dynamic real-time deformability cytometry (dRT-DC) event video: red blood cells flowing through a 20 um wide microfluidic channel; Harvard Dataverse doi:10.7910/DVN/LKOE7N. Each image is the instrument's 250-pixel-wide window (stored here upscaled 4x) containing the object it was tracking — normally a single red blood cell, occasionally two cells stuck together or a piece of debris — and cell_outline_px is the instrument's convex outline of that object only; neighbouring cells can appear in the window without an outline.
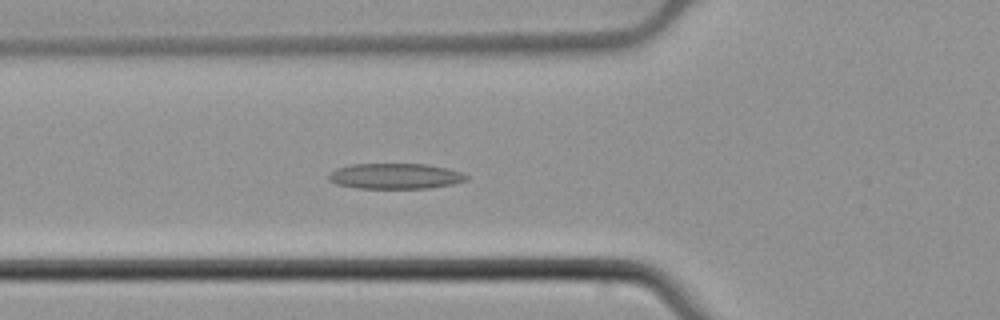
{"species": "common noctule bat (a hibernating species)", "species_latin": "Nyctalus noctula", "temperature_condition": "cold", "stored_images_in_passage": 47, "camera_frame_rate_fps": 3000, "um_per_image_px": 0.085, "animal": {"sex": "male", "body_mass_g": 21.5, "forearm_length_mm": 52.0}, "frame": {"image": 1, "passage_image": 12, "time_ms": 3.667, "image_size_px": [1000, 320], "cell_outline_px": [[468, 180], [452, 184], [428, 188], [356, 188], [336, 184], [328, 180], [328, 176], [336, 168], [352, 164], [424, 164], [448, 168], [460, 172], [468, 176]], "centroid_in_image_um": [33.59, 14.97], "position_along_channel_um": 92.2, "area_um2": 20.46}}
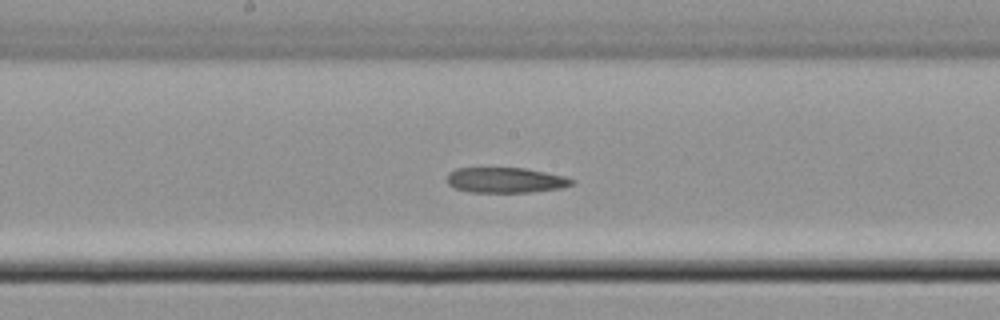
{"frame": {"image": 2, "passage_image": 21, "time_ms": 6.667, "image_size_px": [1000, 320], "cell_outline_px": [[576, 180], [572, 184], [560, 188], [528, 192], [468, 192], [456, 188], [448, 184], [448, 172], [456, 168], [524, 168], [564, 176]], "centroid_in_image_um": [42.95, 15.31], "position_along_channel_um": 205.2, "area_um2": 18.26}}
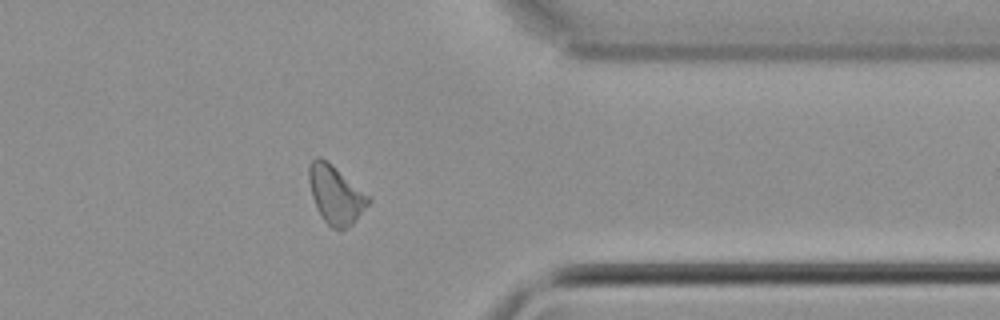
{"frame": {"image": 3, "passage_image": 36, "time_ms": 11.667, "image_size_px": [1000, 320], "cell_outline_px": [[372, 200], [352, 224], [340, 232], [332, 228], [320, 216], [316, 208], [312, 196], [308, 180], [308, 164], [316, 156], [332, 164], [372, 196]], "centroid_in_image_um": [28.55, 16.55], "position_along_channel_um": 382.9, "area_um2": 20.58}}